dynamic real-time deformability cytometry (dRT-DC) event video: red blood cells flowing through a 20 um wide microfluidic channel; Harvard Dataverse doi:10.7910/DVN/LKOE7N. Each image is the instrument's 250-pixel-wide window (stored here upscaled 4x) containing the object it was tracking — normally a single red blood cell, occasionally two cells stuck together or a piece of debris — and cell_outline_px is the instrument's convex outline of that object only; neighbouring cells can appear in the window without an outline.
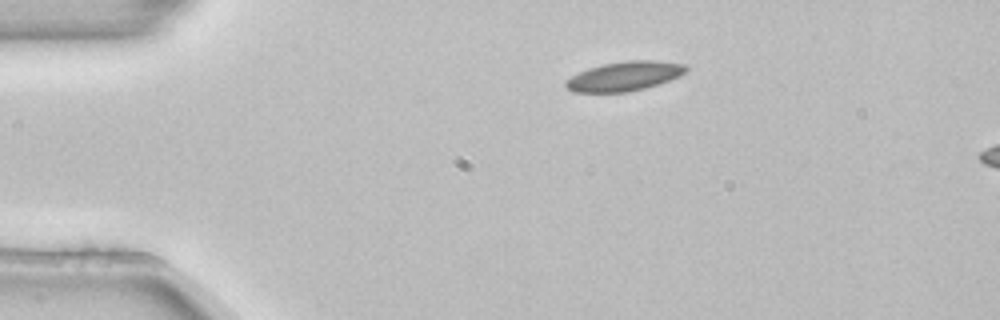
{"species": "common noctule bat (a hibernating species)", "species_latin": "Nyctalus noctula", "temperature_condition": "room temperature", "stored_images_in_passage": 3, "camera_frame_rate_fps": 3000, "um_per_image_px": 0.085, "animal": {"sex": "female", "body_mass_g": 22.7, "forearm_length_mm": 54.2}, "frame": {"image": 1, "passage_image": 1, "time_ms": 0.0, "image_size_px": [1000, 320], "cell_outline_px": [[688, 68], [680, 76], [644, 88], [628, 92], [572, 92], [564, 84], [564, 80], [588, 68], [604, 64], [628, 60], [656, 60], [684, 64]], "centroid_in_image_um": [53.05, 6.47], "position_along_channel_um": 31.9, "area_um2": 20.4}}